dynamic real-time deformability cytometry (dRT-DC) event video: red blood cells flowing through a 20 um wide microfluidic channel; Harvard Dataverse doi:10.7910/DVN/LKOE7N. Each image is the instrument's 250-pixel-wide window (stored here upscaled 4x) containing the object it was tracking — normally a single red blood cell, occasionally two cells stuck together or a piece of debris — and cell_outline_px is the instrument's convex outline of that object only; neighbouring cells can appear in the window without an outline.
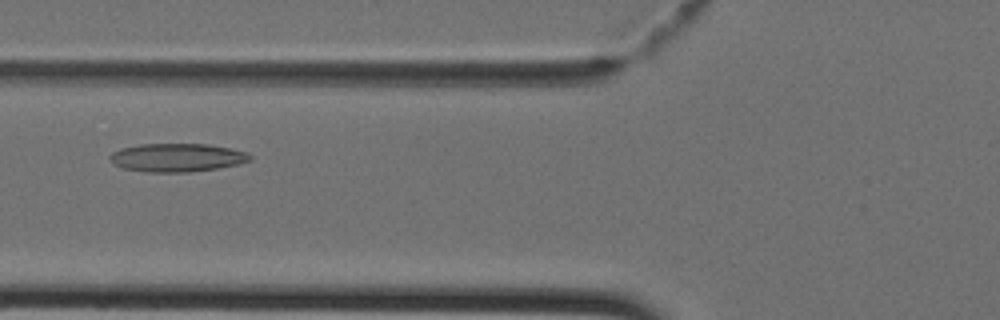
{"species": "Egyptian fruit bat (a non-hibernating species)", "species_latin": "Rousettus aegyptiacus", "temperature_condition": "cold", "stored_images_in_passage": 42, "camera_frame_rate_fps": 3000, "um_per_image_px": 0.085, "animal": {"sex": "female"}, "frame": {"image": 1, "passage_image": 15, "time_ms": 4.667, "image_size_px": [1000, 320], "cell_outline_px": [[252, 160], [240, 164], [216, 168], [188, 172], [144, 172], [124, 168], [112, 164], [108, 156], [112, 152], [120, 148], [140, 144], [208, 144], [232, 148], [248, 152], [252, 156]], "centroid_in_image_um": [15.05, 13.39], "position_along_channel_um": 110.7, "area_um2": 23.41}}
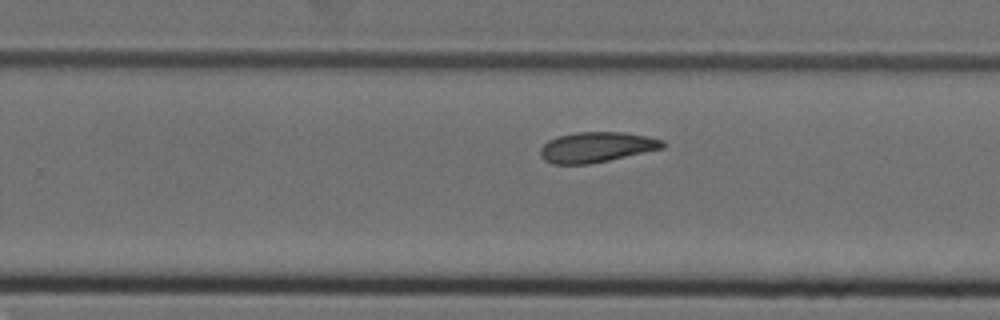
{"frame": {"image": 2, "passage_image": 26, "time_ms": 8.333, "image_size_px": [1000, 320], "cell_outline_px": [[664, 148], [608, 160], [588, 164], [552, 164], [544, 160], [540, 156], [540, 148], [548, 140], [556, 136], [576, 132], [624, 132], [648, 136], [664, 140]], "centroid_in_image_um": [50.68, 12.5], "position_along_channel_um": 279.1, "area_um2": 21.68}}
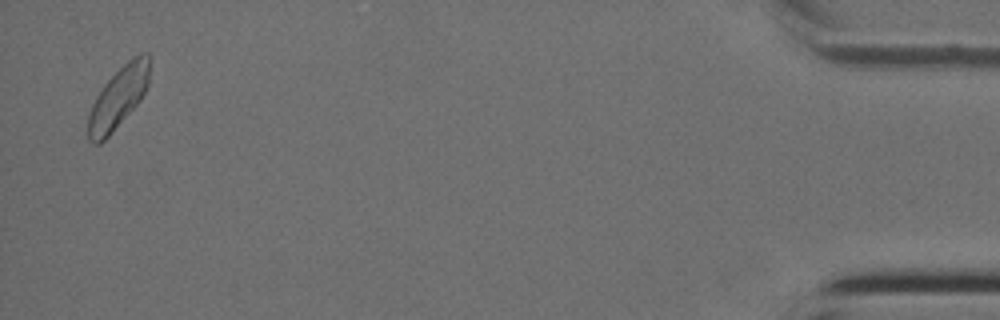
{"frame": {"image": 3, "passage_image": 41, "time_ms": 13.333, "image_size_px": [1000, 320], "cell_outline_px": [[148, 88], [140, 100], [112, 132], [100, 144], [92, 144], [88, 140], [88, 116], [92, 104], [96, 96], [104, 84], [132, 56], [140, 52], [148, 52]], "centroid_in_image_um": [10.04, 8.3], "position_along_channel_um": 425.2, "area_um2": 21.73}}